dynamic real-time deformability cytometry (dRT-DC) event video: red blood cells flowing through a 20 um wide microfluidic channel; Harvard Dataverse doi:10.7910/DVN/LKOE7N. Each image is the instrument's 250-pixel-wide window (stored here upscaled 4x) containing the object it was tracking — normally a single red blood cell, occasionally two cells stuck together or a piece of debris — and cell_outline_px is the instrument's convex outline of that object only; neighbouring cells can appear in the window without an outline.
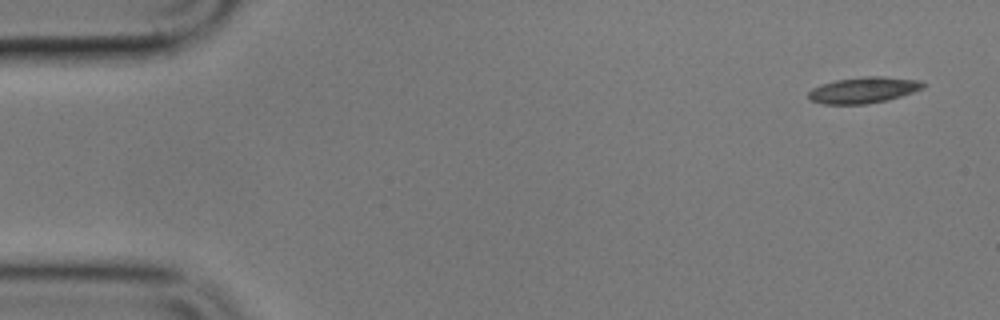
{"species": "common noctule bat (a hibernating species)", "species_latin": "Nyctalus noctula", "temperature_condition": "cold", "stored_images_in_passage": 9, "camera_frame_rate_fps": 3000, "um_per_image_px": 0.085, "animal": {"sex": "male", "body_mass_g": 17.9}, "frame": {"image": 1, "passage_image": 1, "time_ms": 0.0, "image_size_px": [1000, 320], "cell_outline_px": [[928, 84], [924, 88], [888, 100], [864, 104], [824, 104], [812, 100], [808, 96], [808, 92], [812, 88], [820, 84], [836, 80], [868, 76], [884, 76], [920, 80]], "centroid_in_image_um": [73.43, 7.64], "position_along_channel_um": 11.6, "area_um2": 17.46}}
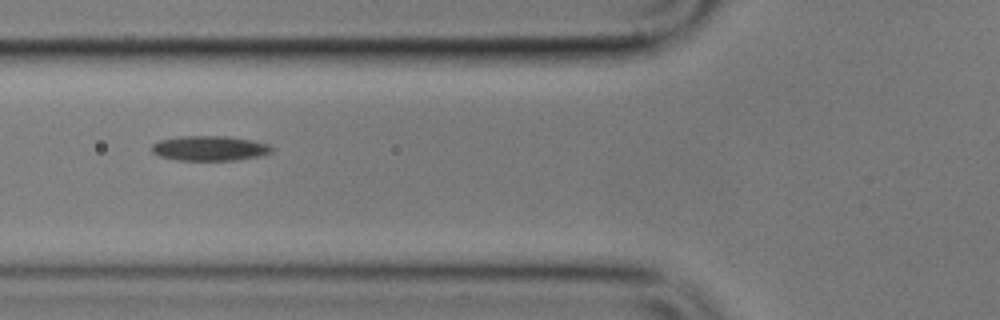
{"frame": {"image": 2, "passage_image": 5, "time_ms": 6.333, "image_size_px": [1000, 320], "cell_outline_px": [[272, 152], [260, 156], [236, 160], [176, 160], [160, 156], [152, 152], [152, 144], [160, 140], [180, 136], [228, 136], [252, 140], [268, 144], [272, 148]], "centroid_in_image_um": [17.82, 12.6], "position_along_channel_um": 108.0, "area_um2": 17.4}}
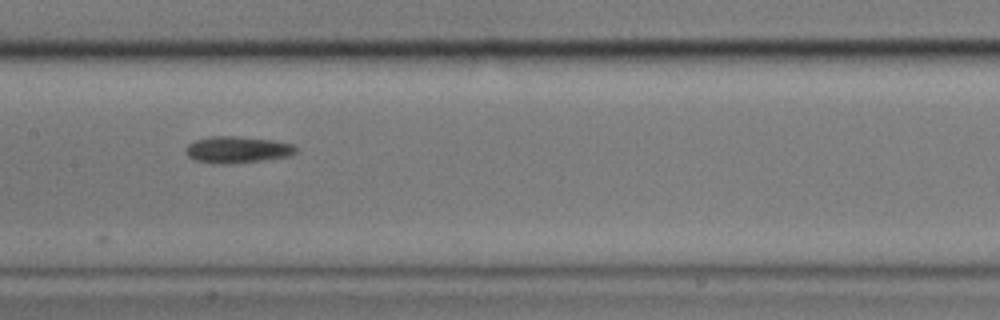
{"frame": {"image": 3, "passage_image": 7, "time_ms": 8.667, "image_size_px": [1000, 320], "cell_outline_px": [[296, 152], [288, 156], [264, 160], [228, 164], [220, 164], [192, 160], [184, 152], [188, 144], [196, 140], [212, 136], [236, 136], [272, 140], [292, 144], [296, 148]], "centroid_in_image_um": [20.13, 12.73], "position_along_channel_um": 187.3, "area_um2": 17.05}}